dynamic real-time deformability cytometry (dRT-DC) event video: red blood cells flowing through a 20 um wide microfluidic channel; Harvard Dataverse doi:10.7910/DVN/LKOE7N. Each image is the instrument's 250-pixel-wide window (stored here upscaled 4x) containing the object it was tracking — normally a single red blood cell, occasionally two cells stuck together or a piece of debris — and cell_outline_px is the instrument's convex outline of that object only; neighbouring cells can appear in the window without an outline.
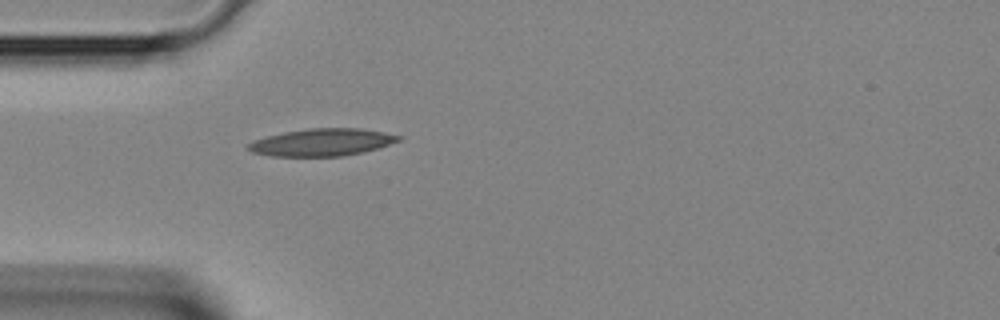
{"species": "Egyptian fruit bat (a non-hibernating species)", "species_latin": "Rousettus aegyptiacus", "temperature_condition": "room temperature", "stored_images_in_passage": 1, "camera_frame_rate_fps": 3000, "um_per_image_px": 0.085, "animal": {"sex": "female"}, "frame": {"image": 1, "passage_image": 1, "time_ms": 0.0, "image_size_px": [1000, 320], "cell_outline_px": [[404, 136], [400, 140], [380, 148], [364, 152], [344, 156], [272, 156], [252, 152], [244, 148], [252, 140], [284, 132], [308, 128], [360, 128], [384, 132]], "centroid_in_image_um": [27.38, 12.09], "position_along_channel_um": 57.6, "area_um2": 24.16}}